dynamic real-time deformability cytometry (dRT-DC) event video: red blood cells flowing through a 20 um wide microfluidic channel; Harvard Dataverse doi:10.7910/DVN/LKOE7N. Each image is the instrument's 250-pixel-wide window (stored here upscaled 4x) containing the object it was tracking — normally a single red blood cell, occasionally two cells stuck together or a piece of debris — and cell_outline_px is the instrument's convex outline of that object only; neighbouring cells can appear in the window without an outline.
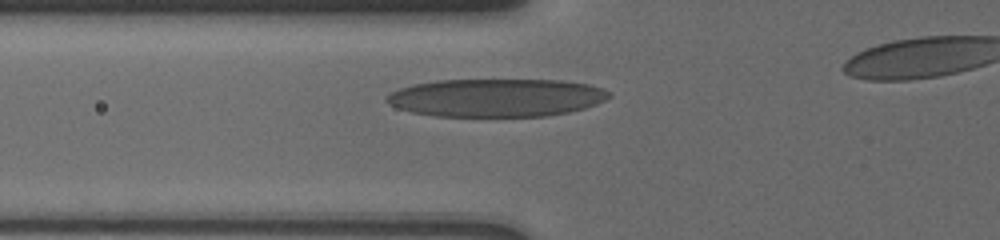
{"species": "human", "species_latin": "Homo sapiens", "temperature_condition": "cold", "stored_images_in_passage": 19, "camera_frame_rate_fps": 3000, "um_per_image_px": 0.085, "donor": {"sex": "male"}, "frame": {"image": 1, "passage_image": 4, "time_ms": 1.667, "image_size_px": [1000, 240], "cell_outline_px": [[612, 96], [596, 104], [584, 108], [568, 112], [548, 116], [436, 116], [412, 112], [396, 108], [388, 104], [384, 100], [384, 96], [400, 88], [412, 84], [436, 80], [564, 80], [588, 84], [612, 92]], "centroid_in_image_um": [42.16, 8.3], "position_along_channel_um": 83.6, "area_um2": 49.59}}
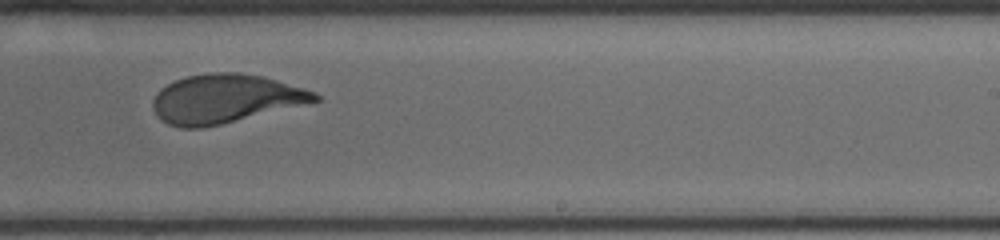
{"frame": {"image": 2, "passage_image": 13, "time_ms": 6.667, "image_size_px": [1000, 240], "cell_outline_px": [[320, 100], [220, 124], [200, 128], [180, 128], [168, 124], [160, 120], [156, 116], [152, 108], [152, 100], [156, 92], [160, 88], [176, 80], [188, 76], [212, 72], [240, 72], [260, 76], [276, 80], [304, 88], [316, 92], [320, 96]], "centroid_in_image_um": [19.08, 8.39], "position_along_channel_um": 269.9, "area_um2": 45.78}}
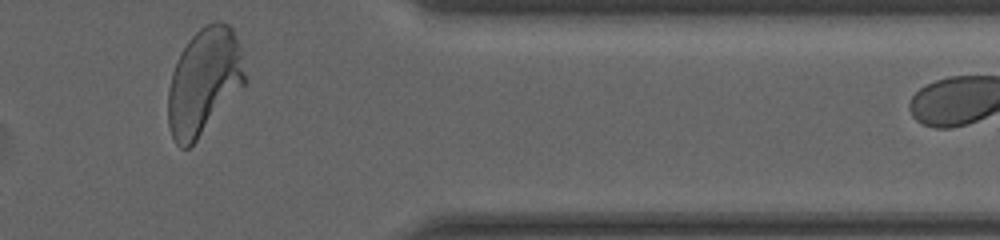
{"frame": {"image": 3, "passage_image": 19, "time_ms": 10.333, "image_size_px": [1000, 240], "cell_outline_px": [[244, 84], [196, 140], [188, 148], [180, 148], [176, 144], [172, 136], [168, 124], [168, 88], [172, 72], [176, 60], [180, 52], [188, 40], [204, 24], [216, 20], [220, 20], [228, 24], [232, 28], [236, 36], [240, 52], [244, 72]], "centroid_in_image_um": [17.29, 6.89], "position_along_channel_um": 394.1, "area_um2": 47.05}, "authors_computed_cell_mechanics": {"area_um2": 46.8758, "velocity_mm_per_s": 3.7109, "shape_relaxation_time_tau1_ms": 3.9558, "shape_relaxation_time_tau2_ms": 0.9221, "deformation_change_tau1": 0.2158, "deformation_change_tau2": 0.0816}}